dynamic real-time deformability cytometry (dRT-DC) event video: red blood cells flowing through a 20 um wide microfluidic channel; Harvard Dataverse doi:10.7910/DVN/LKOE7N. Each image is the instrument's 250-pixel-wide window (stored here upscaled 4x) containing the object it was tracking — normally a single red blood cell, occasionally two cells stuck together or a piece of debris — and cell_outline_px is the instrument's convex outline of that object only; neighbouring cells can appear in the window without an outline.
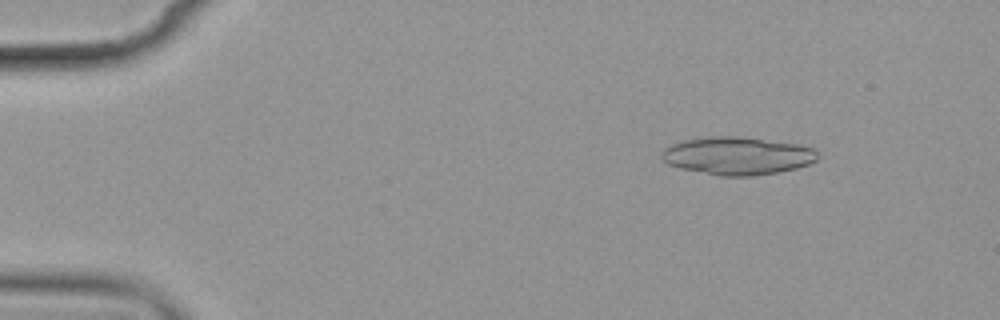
{"species": "common noctule bat (a hibernating species)", "species_latin": "Nyctalus noctula", "temperature_condition": "cold", "stored_images_in_passage": 7, "camera_frame_rate_fps": 3000, "um_per_image_px": 0.085, "animal": {"sex": "female", "body_mass_g": 19.9}, "frame": {"image": 1, "passage_image": 3, "time_ms": 2.0, "image_size_px": [1000, 320], "cell_outline_px": [[820, 156], [816, 160], [808, 164], [796, 168], [776, 172], [752, 176], [720, 176], [680, 168], [668, 164], [660, 156], [660, 152], [664, 148], [672, 144], [684, 140], [708, 136], [732, 136], [800, 144], [812, 148], [820, 152]], "centroid_in_image_um": [62.67, 13.24], "position_along_channel_um": 22.3, "area_um2": 34.39}}